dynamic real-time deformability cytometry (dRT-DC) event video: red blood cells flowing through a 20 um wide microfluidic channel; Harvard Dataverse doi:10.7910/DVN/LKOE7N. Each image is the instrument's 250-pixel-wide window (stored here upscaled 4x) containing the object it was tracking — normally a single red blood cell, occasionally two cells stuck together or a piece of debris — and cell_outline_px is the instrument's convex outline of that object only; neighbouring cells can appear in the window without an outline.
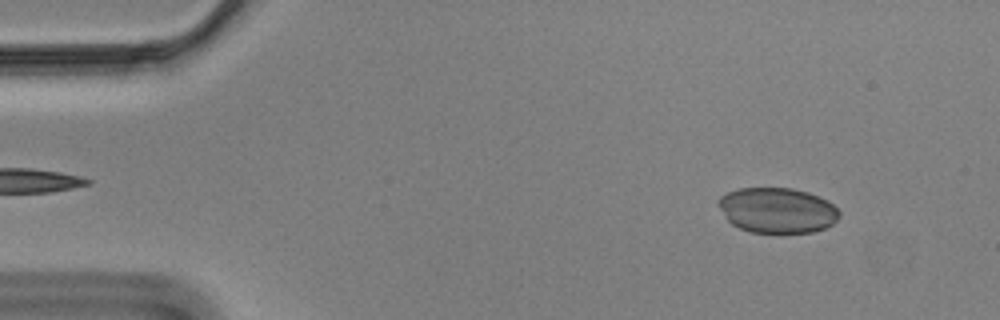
{"species": "Egyptian fruit bat (a non-hibernating species)", "species_latin": "Rousettus aegyptiacus", "temperature_condition": "cold", "stored_images_in_passage": 55, "camera_frame_rate_fps": 3000, "um_per_image_px": 0.085, "animal": {"sex": "male"}, "frame": {"image": 1, "passage_image": 5, "time_ms": 1.333, "image_size_px": [1000, 320], "cell_outline_px": [[840, 216], [832, 224], [824, 228], [812, 232], [752, 232], [740, 228], [732, 224], [728, 220], [716, 204], [716, 200], [720, 196], [728, 192], [740, 188], [792, 188], [808, 192], [828, 200], [840, 212]], "centroid_in_image_um": [66.05, 17.86], "position_along_channel_um": 19.0, "area_um2": 31.91}}
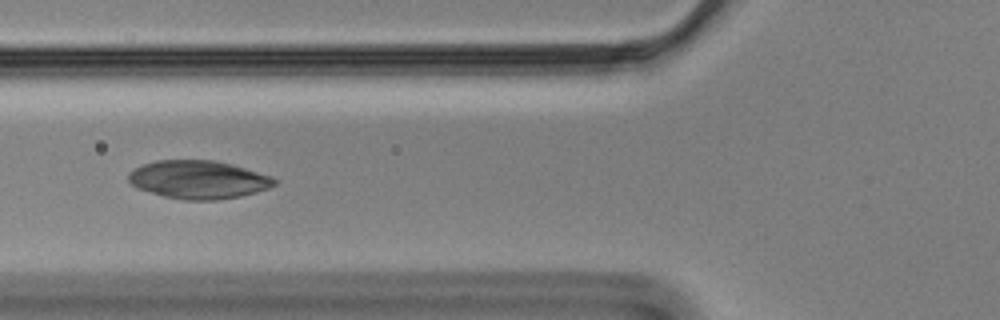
{"frame": {"image": 2, "passage_image": 20, "time_ms": 6.333, "image_size_px": [1000, 320], "cell_outline_px": [[276, 184], [268, 188], [256, 192], [240, 196], [216, 200], [184, 200], [164, 196], [136, 188], [128, 180], [128, 172], [144, 164], [156, 160], [216, 160], [232, 164], [272, 176], [276, 180]], "centroid_in_image_um": [16.86, 15.26], "position_along_channel_um": 108.9, "area_um2": 32.48}}
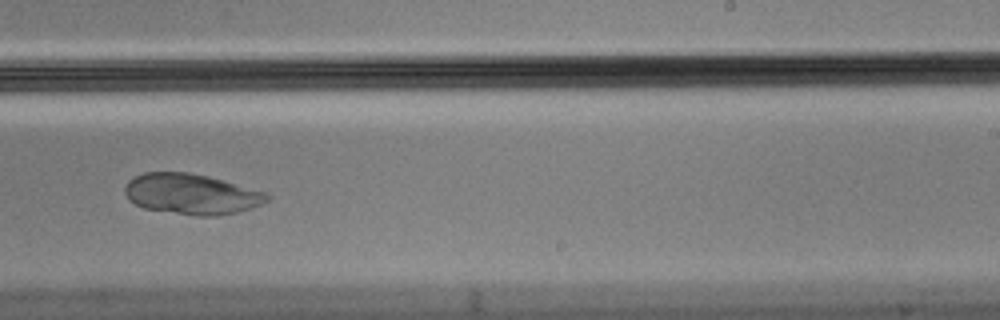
{"frame": {"image": 3, "passage_image": 34, "time_ms": 11.0, "image_size_px": [1000, 320], "cell_outline_px": [[272, 196], [268, 200], [252, 208], [236, 212], [216, 216], [196, 216], [144, 208], [128, 200], [124, 192], [124, 188], [128, 180], [144, 172], [188, 172], [208, 176], [268, 192]], "centroid_in_image_um": [16.28, 16.49], "position_along_channel_um": 272.7, "area_um2": 33.76}}